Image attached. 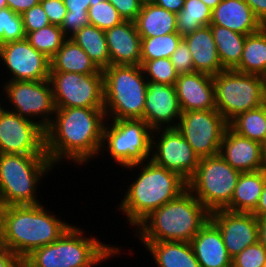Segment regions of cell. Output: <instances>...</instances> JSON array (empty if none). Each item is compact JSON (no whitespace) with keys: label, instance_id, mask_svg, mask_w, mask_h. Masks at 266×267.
<instances>
[{"label":"cell","instance_id":"obj_47","mask_svg":"<svg viewBox=\"0 0 266 267\" xmlns=\"http://www.w3.org/2000/svg\"><path fill=\"white\" fill-rule=\"evenodd\" d=\"M67 11L71 13H88L93 0H63Z\"/></svg>","mask_w":266,"mask_h":267},{"label":"cell","instance_id":"obj_35","mask_svg":"<svg viewBox=\"0 0 266 267\" xmlns=\"http://www.w3.org/2000/svg\"><path fill=\"white\" fill-rule=\"evenodd\" d=\"M37 51L51 59L67 39L60 26L50 24L26 34L25 38Z\"/></svg>","mask_w":266,"mask_h":267},{"label":"cell","instance_id":"obj_54","mask_svg":"<svg viewBox=\"0 0 266 267\" xmlns=\"http://www.w3.org/2000/svg\"><path fill=\"white\" fill-rule=\"evenodd\" d=\"M260 77L262 80L263 97H264V101L266 104V72L264 74H262Z\"/></svg>","mask_w":266,"mask_h":267},{"label":"cell","instance_id":"obj_53","mask_svg":"<svg viewBox=\"0 0 266 267\" xmlns=\"http://www.w3.org/2000/svg\"><path fill=\"white\" fill-rule=\"evenodd\" d=\"M205 3L211 10H213L222 0H201Z\"/></svg>","mask_w":266,"mask_h":267},{"label":"cell","instance_id":"obj_39","mask_svg":"<svg viewBox=\"0 0 266 267\" xmlns=\"http://www.w3.org/2000/svg\"><path fill=\"white\" fill-rule=\"evenodd\" d=\"M265 262L266 250L257 241L232 259V267H264Z\"/></svg>","mask_w":266,"mask_h":267},{"label":"cell","instance_id":"obj_5","mask_svg":"<svg viewBox=\"0 0 266 267\" xmlns=\"http://www.w3.org/2000/svg\"><path fill=\"white\" fill-rule=\"evenodd\" d=\"M82 230L72 225L58 240L34 249L21 267H94L120 252L92 236L84 237Z\"/></svg>","mask_w":266,"mask_h":267},{"label":"cell","instance_id":"obj_51","mask_svg":"<svg viewBox=\"0 0 266 267\" xmlns=\"http://www.w3.org/2000/svg\"><path fill=\"white\" fill-rule=\"evenodd\" d=\"M258 220V241L266 250V217L257 218Z\"/></svg>","mask_w":266,"mask_h":267},{"label":"cell","instance_id":"obj_21","mask_svg":"<svg viewBox=\"0 0 266 267\" xmlns=\"http://www.w3.org/2000/svg\"><path fill=\"white\" fill-rule=\"evenodd\" d=\"M105 36L111 65H140L141 37L134 21L124 20Z\"/></svg>","mask_w":266,"mask_h":267},{"label":"cell","instance_id":"obj_28","mask_svg":"<svg viewBox=\"0 0 266 267\" xmlns=\"http://www.w3.org/2000/svg\"><path fill=\"white\" fill-rule=\"evenodd\" d=\"M177 15L153 3L142 4L134 21L141 38L177 33Z\"/></svg>","mask_w":266,"mask_h":267},{"label":"cell","instance_id":"obj_23","mask_svg":"<svg viewBox=\"0 0 266 267\" xmlns=\"http://www.w3.org/2000/svg\"><path fill=\"white\" fill-rule=\"evenodd\" d=\"M210 25L244 35L256 33L264 26L245 0H222L212 10Z\"/></svg>","mask_w":266,"mask_h":267},{"label":"cell","instance_id":"obj_8","mask_svg":"<svg viewBox=\"0 0 266 267\" xmlns=\"http://www.w3.org/2000/svg\"><path fill=\"white\" fill-rule=\"evenodd\" d=\"M240 174L219 154L203 157L187 182L188 190L209 212L224 209L233 197Z\"/></svg>","mask_w":266,"mask_h":267},{"label":"cell","instance_id":"obj_15","mask_svg":"<svg viewBox=\"0 0 266 267\" xmlns=\"http://www.w3.org/2000/svg\"><path fill=\"white\" fill-rule=\"evenodd\" d=\"M153 132L161 137L155 138ZM150 160L188 182L196 172L200 158L177 128H161L152 131Z\"/></svg>","mask_w":266,"mask_h":267},{"label":"cell","instance_id":"obj_14","mask_svg":"<svg viewBox=\"0 0 266 267\" xmlns=\"http://www.w3.org/2000/svg\"><path fill=\"white\" fill-rule=\"evenodd\" d=\"M45 131L39 121L22 118L3 107L0 110V154L46 155Z\"/></svg>","mask_w":266,"mask_h":267},{"label":"cell","instance_id":"obj_46","mask_svg":"<svg viewBox=\"0 0 266 267\" xmlns=\"http://www.w3.org/2000/svg\"><path fill=\"white\" fill-rule=\"evenodd\" d=\"M7 7L13 12L22 14L40 3V0H6Z\"/></svg>","mask_w":266,"mask_h":267},{"label":"cell","instance_id":"obj_41","mask_svg":"<svg viewBox=\"0 0 266 267\" xmlns=\"http://www.w3.org/2000/svg\"><path fill=\"white\" fill-rule=\"evenodd\" d=\"M170 60L179 75L194 72L192 55L184 40L180 42L177 49L171 55Z\"/></svg>","mask_w":266,"mask_h":267},{"label":"cell","instance_id":"obj_26","mask_svg":"<svg viewBox=\"0 0 266 267\" xmlns=\"http://www.w3.org/2000/svg\"><path fill=\"white\" fill-rule=\"evenodd\" d=\"M158 267H200L190 242H141Z\"/></svg>","mask_w":266,"mask_h":267},{"label":"cell","instance_id":"obj_31","mask_svg":"<svg viewBox=\"0 0 266 267\" xmlns=\"http://www.w3.org/2000/svg\"><path fill=\"white\" fill-rule=\"evenodd\" d=\"M71 39L83 49L100 70L111 65L104 30L89 24L73 35Z\"/></svg>","mask_w":266,"mask_h":267},{"label":"cell","instance_id":"obj_24","mask_svg":"<svg viewBox=\"0 0 266 267\" xmlns=\"http://www.w3.org/2000/svg\"><path fill=\"white\" fill-rule=\"evenodd\" d=\"M192 55L194 72L214 76L224 69L220 62L217 47L210 26H205L183 37Z\"/></svg>","mask_w":266,"mask_h":267},{"label":"cell","instance_id":"obj_1","mask_svg":"<svg viewBox=\"0 0 266 267\" xmlns=\"http://www.w3.org/2000/svg\"><path fill=\"white\" fill-rule=\"evenodd\" d=\"M106 121L104 108H56L45 131L51 163L55 166L64 158L80 165L100 155Z\"/></svg>","mask_w":266,"mask_h":267},{"label":"cell","instance_id":"obj_6","mask_svg":"<svg viewBox=\"0 0 266 267\" xmlns=\"http://www.w3.org/2000/svg\"><path fill=\"white\" fill-rule=\"evenodd\" d=\"M102 73L106 119L143 120L148 81L141 65H110Z\"/></svg>","mask_w":266,"mask_h":267},{"label":"cell","instance_id":"obj_19","mask_svg":"<svg viewBox=\"0 0 266 267\" xmlns=\"http://www.w3.org/2000/svg\"><path fill=\"white\" fill-rule=\"evenodd\" d=\"M219 155L234 169L252 172L265 169L264 145L240 136L229 126L226 128Z\"/></svg>","mask_w":266,"mask_h":267},{"label":"cell","instance_id":"obj_38","mask_svg":"<svg viewBox=\"0 0 266 267\" xmlns=\"http://www.w3.org/2000/svg\"><path fill=\"white\" fill-rule=\"evenodd\" d=\"M141 67L147 81L175 85L179 76L169 58L145 61Z\"/></svg>","mask_w":266,"mask_h":267},{"label":"cell","instance_id":"obj_20","mask_svg":"<svg viewBox=\"0 0 266 267\" xmlns=\"http://www.w3.org/2000/svg\"><path fill=\"white\" fill-rule=\"evenodd\" d=\"M175 89L182 112L216 109L213 76L209 74H180Z\"/></svg>","mask_w":266,"mask_h":267},{"label":"cell","instance_id":"obj_45","mask_svg":"<svg viewBox=\"0 0 266 267\" xmlns=\"http://www.w3.org/2000/svg\"><path fill=\"white\" fill-rule=\"evenodd\" d=\"M22 260L9 250L4 244H0V267H21Z\"/></svg>","mask_w":266,"mask_h":267},{"label":"cell","instance_id":"obj_43","mask_svg":"<svg viewBox=\"0 0 266 267\" xmlns=\"http://www.w3.org/2000/svg\"><path fill=\"white\" fill-rule=\"evenodd\" d=\"M40 3L50 24L61 26L67 13L63 0H40Z\"/></svg>","mask_w":266,"mask_h":267},{"label":"cell","instance_id":"obj_48","mask_svg":"<svg viewBox=\"0 0 266 267\" xmlns=\"http://www.w3.org/2000/svg\"><path fill=\"white\" fill-rule=\"evenodd\" d=\"M255 16L266 26V0H245Z\"/></svg>","mask_w":266,"mask_h":267},{"label":"cell","instance_id":"obj_12","mask_svg":"<svg viewBox=\"0 0 266 267\" xmlns=\"http://www.w3.org/2000/svg\"><path fill=\"white\" fill-rule=\"evenodd\" d=\"M176 123L177 130L199 158L219 154L228 122L217 109L182 112Z\"/></svg>","mask_w":266,"mask_h":267},{"label":"cell","instance_id":"obj_3","mask_svg":"<svg viewBox=\"0 0 266 267\" xmlns=\"http://www.w3.org/2000/svg\"><path fill=\"white\" fill-rule=\"evenodd\" d=\"M209 219L210 212L187 189L144 218L136 236L142 242H190Z\"/></svg>","mask_w":266,"mask_h":267},{"label":"cell","instance_id":"obj_55","mask_svg":"<svg viewBox=\"0 0 266 267\" xmlns=\"http://www.w3.org/2000/svg\"><path fill=\"white\" fill-rule=\"evenodd\" d=\"M7 7V2L6 0H0V10L4 9Z\"/></svg>","mask_w":266,"mask_h":267},{"label":"cell","instance_id":"obj_13","mask_svg":"<svg viewBox=\"0 0 266 267\" xmlns=\"http://www.w3.org/2000/svg\"><path fill=\"white\" fill-rule=\"evenodd\" d=\"M3 91L7 99L14 105L12 112L22 118L39 122L47 128L55 113L53 92L49 79L42 81H8Z\"/></svg>","mask_w":266,"mask_h":267},{"label":"cell","instance_id":"obj_4","mask_svg":"<svg viewBox=\"0 0 266 267\" xmlns=\"http://www.w3.org/2000/svg\"><path fill=\"white\" fill-rule=\"evenodd\" d=\"M41 204L4 206L3 244L21 260L58 240L72 226Z\"/></svg>","mask_w":266,"mask_h":267},{"label":"cell","instance_id":"obj_58","mask_svg":"<svg viewBox=\"0 0 266 267\" xmlns=\"http://www.w3.org/2000/svg\"><path fill=\"white\" fill-rule=\"evenodd\" d=\"M265 171H266V155H265Z\"/></svg>","mask_w":266,"mask_h":267},{"label":"cell","instance_id":"obj_34","mask_svg":"<svg viewBox=\"0 0 266 267\" xmlns=\"http://www.w3.org/2000/svg\"><path fill=\"white\" fill-rule=\"evenodd\" d=\"M183 40L178 33L165 34L162 36L141 38V60L140 65L145 61L169 58Z\"/></svg>","mask_w":266,"mask_h":267},{"label":"cell","instance_id":"obj_37","mask_svg":"<svg viewBox=\"0 0 266 267\" xmlns=\"http://www.w3.org/2000/svg\"><path fill=\"white\" fill-rule=\"evenodd\" d=\"M26 38L22 16L9 7L0 10V45Z\"/></svg>","mask_w":266,"mask_h":267},{"label":"cell","instance_id":"obj_2","mask_svg":"<svg viewBox=\"0 0 266 267\" xmlns=\"http://www.w3.org/2000/svg\"><path fill=\"white\" fill-rule=\"evenodd\" d=\"M142 168L140 174L127 187L119 209L131 226H136L152 211L176 199L188 189V183L179 174L155 164L152 160L124 168Z\"/></svg>","mask_w":266,"mask_h":267},{"label":"cell","instance_id":"obj_29","mask_svg":"<svg viewBox=\"0 0 266 267\" xmlns=\"http://www.w3.org/2000/svg\"><path fill=\"white\" fill-rule=\"evenodd\" d=\"M217 47V53L224 70H233L239 63L247 35L228 28L209 25Z\"/></svg>","mask_w":266,"mask_h":267},{"label":"cell","instance_id":"obj_32","mask_svg":"<svg viewBox=\"0 0 266 267\" xmlns=\"http://www.w3.org/2000/svg\"><path fill=\"white\" fill-rule=\"evenodd\" d=\"M228 126L240 136L261 143L266 150V104L240 113Z\"/></svg>","mask_w":266,"mask_h":267},{"label":"cell","instance_id":"obj_33","mask_svg":"<svg viewBox=\"0 0 266 267\" xmlns=\"http://www.w3.org/2000/svg\"><path fill=\"white\" fill-rule=\"evenodd\" d=\"M212 10L201 0H185L184 7L177 14V33L184 37L193 31L209 26Z\"/></svg>","mask_w":266,"mask_h":267},{"label":"cell","instance_id":"obj_17","mask_svg":"<svg viewBox=\"0 0 266 267\" xmlns=\"http://www.w3.org/2000/svg\"><path fill=\"white\" fill-rule=\"evenodd\" d=\"M210 220L220 230L226 250L232 259L258 241V220L251 212L219 209L210 212Z\"/></svg>","mask_w":266,"mask_h":267},{"label":"cell","instance_id":"obj_36","mask_svg":"<svg viewBox=\"0 0 266 267\" xmlns=\"http://www.w3.org/2000/svg\"><path fill=\"white\" fill-rule=\"evenodd\" d=\"M90 4L88 9V20L90 25H94L99 29L106 31L124 21L115 7L108 0Z\"/></svg>","mask_w":266,"mask_h":267},{"label":"cell","instance_id":"obj_22","mask_svg":"<svg viewBox=\"0 0 266 267\" xmlns=\"http://www.w3.org/2000/svg\"><path fill=\"white\" fill-rule=\"evenodd\" d=\"M200 267H232V258L218 227L209 219L190 241Z\"/></svg>","mask_w":266,"mask_h":267},{"label":"cell","instance_id":"obj_16","mask_svg":"<svg viewBox=\"0 0 266 267\" xmlns=\"http://www.w3.org/2000/svg\"><path fill=\"white\" fill-rule=\"evenodd\" d=\"M0 58L12 75L9 81L49 79L50 59L37 51L26 39L0 45Z\"/></svg>","mask_w":266,"mask_h":267},{"label":"cell","instance_id":"obj_27","mask_svg":"<svg viewBox=\"0 0 266 267\" xmlns=\"http://www.w3.org/2000/svg\"><path fill=\"white\" fill-rule=\"evenodd\" d=\"M50 72H74L80 74H103L83 49L71 38L50 59Z\"/></svg>","mask_w":266,"mask_h":267},{"label":"cell","instance_id":"obj_25","mask_svg":"<svg viewBox=\"0 0 266 267\" xmlns=\"http://www.w3.org/2000/svg\"><path fill=\"white\" fill-rule=\"evenodd\" d=\"M266 171L241 172L230 203L224 208L233 212H253L262 193Z\"/></svg>","mask_w":266,"mask_h":267},{"label":"cell","instance_id":"obj_18","mask_svg":"<svg viewBox=\"0 0 266 267\" xmlns=\"http://www.w3.org/2000/svg\"><path fill=\"white\" fill-rule=\"evenodd\" d=\"M181 113L175 85L148 81L143 120L152 130L176 128Z\"/></svg>","mask_w":266,"mask_h":267},{"label":"cell","instance_id":"obj_49","mask_svg":"<svg viewBox=\"0 0 266 267\" xmlns=\"http://www.w3.org/2000/svg\"><path fill=\"white\" fill-rule=\"evenodd\" d=\"M152 3L177 15L184 7L185 0H153Z\"/></svg>","mask_w":266,"mask_h":267},{"label":"cell","instance_id":"obj_50","mask_svg":"<svg viewBox=\"0 0 266 267\" xmlns=\"http://www.w3.org/2000/svg\"><path fill=\"white\" fill-rule=\"evenodd\" d=\"M257 218L266 217V179L256 209L252 212Z\"/></svg>","mask_w":266,"mask_h":267},{"label":"cell","instance_id":"obj_44","mask_svg":"<svg viewBox=\"0 0 266 267\" xmlns=\"http://www.w3.org/2000/svg\"><path fill=\"white\" fill-rule=\"evenodd\" d=\"M119 15L128 21H135L142 7L139 0H108Z\"/></svg>","mask_w":266,"mask_h":267},{"label":"cell","instance_id":"obj_7","mask_svg":"<svg viewBox=\"0 0 266 267\" xmlns=\"http://www.w3.org/2000/svg\"><path fill=\"white\" fill-rule=\"evenodd\" d=\"M53 166L47 155L0 154V204H40L35 194L40 178Z\"/></svg>","mask_w":266,"mask_h":267},{"label":"cell","instance_id":"obj_10","mask_svg":"<svg viewBox=\"0 0 266 267\" xmlns=\"http://www.w3.org/2000/svg\"><path fill=\"white\" fill-rule=\"evenodd\" d=\"M110 121H112V124H104L101 151L106 147L104 150L108 151L113 158L112 160L122 167L143 163L151 158L153 130L144 120L121 119Z\"/></svg>","mask_w":266,"mask_h":267},{"label":"cell","instance_id":"obj_52","mask_svg":"<svg viewBox=\"0 0 266 267\" xmlns=\"http://www.w3.org/2000/svg\"><path fill=\"white\" fill-rule=\"evenodd\" d=\"M4 240V206L0 204V244Z\"/></svg>","mask_w":266,"mask_h":267},{"label":"cell","instance_id":"obj_57","mask_svg":"<svg viewBox=\"0 0 266 267\" xmlns=\"http://www.w3.org/2000/svg\"><path fill=\"white\" fill-rule=\"evenodd\" d=\"M101 1H104V0H93V2H90V3H99Z\"/></svg>","mask_w":266,"mask_h":267},{"label":"cell","instance_id":"obj_9","mask_svg":"<svg viewBox=\"0 0 266 267\" xmlns=\"http://www.w3.org/2000/svg\"><path fill=\"white\" fill-rule=\"evenodd\" d=\"M216 109L229 123L240 113L265 104L259 75L223 70L213 76Z\"/></svg>","mask_w":266,"mask_h":267},{"label":"cell","instance_id":"obj_40","mask_svg":"<svg viewBox=\"0 0 266 267\" xmlns=\"http://www.w3.org/2000/svg\"><path fill=\"white\" fill-rule=\"evenodd\" d=\"M25 34L39 30L43 27L50 25L49 19L43 10L41 3L26 10L21 14Z\"/></svg>","mask_w":266,"mask_h":267},{"label":"cell","instance_id":"obj_11","mask_svg":"<svg viewBox=\"0 0 266 267\" xmlns=\"http://www.w3.org/2000/svg\"><path fill=\"white\" fill-rule=\"evenodd\" d=\"M55 108H104L103 74L50 72Z\"/></svg>","mask_w":266,"mask_h":267},{"label":"cell","instance_id":"obj_56","mask_svg":"<svg viewBox=\"0 0 266 267\" xmlns=\"http://www.w3.org/2000/svg\"><path fill=\"white\" fill-rule=\"evenodd\" d=\"M142 4H145V3H152L153 0H139Z\"/></svg>","mask_w":266,"mask_h":267},{"label":"cell","instance_id":"obj_30","mask_svg":"<svg viewBox=\"0 0 266 267\" xmlns=\"http://www.w3.org/2000/svg\"><path fill=\"white\" fill-rule=\"evenodd\" d=\"M234 70L259 76L266 72V26L246 36L240 63Z\"/></svg>","mask_w":266,"mask_h":267},{"label":"cell","instance_id":"obj_42","mask_svg":"<svg viewBox=\"0 0 266 267\" xmlns=\"http://www.w3.org/2000/svg\"><path fill=\"white\" fill-rule=\"evenodd\" d=\"M87 25H89L88 13H71L67 11L60 28L66 38H71Z\"/></svg>","mask_w":266,"mask_h":267}]
</instances>
